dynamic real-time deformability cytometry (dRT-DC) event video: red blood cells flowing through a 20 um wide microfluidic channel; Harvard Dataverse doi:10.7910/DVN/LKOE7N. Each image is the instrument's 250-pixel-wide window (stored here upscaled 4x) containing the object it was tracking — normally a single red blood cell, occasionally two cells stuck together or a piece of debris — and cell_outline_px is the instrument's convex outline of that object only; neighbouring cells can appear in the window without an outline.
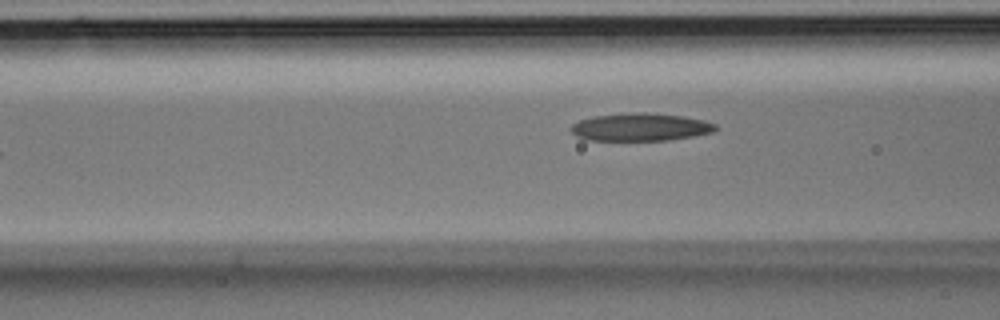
{"species": "Egyptian fruit bat (a non-hibernating species)", "species_latin": "Rousettus aegyptiacus", "temperature_condition": "room temperature", "stored_images_in_passage": 5, "camera_frame_rate_fps": 3000, "um_per_image_px": 0.085, "animal": {"sex": "male"}, "frame": {"image": 1, "passage_image": 5, "time_ms": 1.333, "image_size_px": [1000, 320], "cell_outline_px": [[716, 128], [712, 132], [692, 136], [668, 140], [584, 140], [576, 136], [572, 132], [572, 124], [580, 120], [592, 116], [636, 112], [644, 112], [680, 116], [704, 120], [716, 124]], "centroid_in_image_um": [54.4, 10.8], "position_along_channel_um": 112.2, "area_um2": 23.18}}